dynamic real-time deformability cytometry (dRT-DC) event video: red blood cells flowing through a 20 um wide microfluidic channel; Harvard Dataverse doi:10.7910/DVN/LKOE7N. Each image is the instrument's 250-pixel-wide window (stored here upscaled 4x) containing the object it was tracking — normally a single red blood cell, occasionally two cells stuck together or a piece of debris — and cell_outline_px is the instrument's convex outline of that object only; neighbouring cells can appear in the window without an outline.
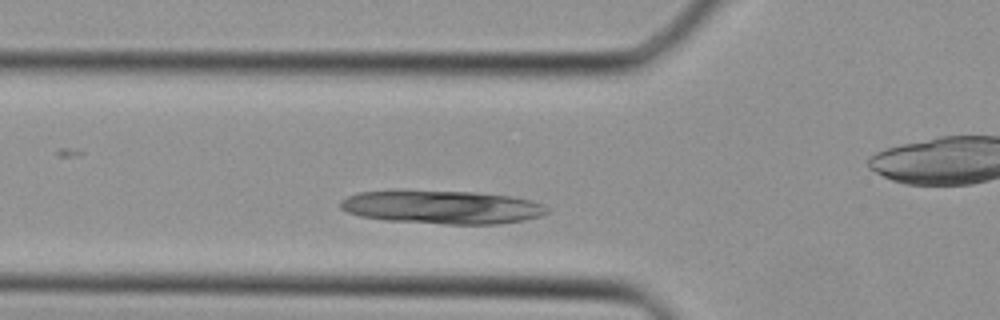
{"species": "Egyptian fruit bat (a non-hibernating species)", "species_latin": "Rousettus aegyptiacus", "temperature_condition": "cold", "stored_images_in_passage": 28, "camera_frame_rate_fps": 3000, "um_per_image_px": 0.085, "animal": {"sex": "female"}, "frame": {"image": 1, "passage_image": 2, "time_ms": 0.333, "image_size_px": [1000, 320], "cell_outline_px": [[548, 212], [540, 216], [524, 220], [500, 224], [448, 224], [384, 220], [360, 216], [348, 212], [340, 208], [340, 200], [348, 196], [360, 192], [392, 188], [400, 188], [476, 192], [508, 196], [532, 200], [544, 204], [548, 208]], "centroid_in_image_um": [37.51, 17.57], "position_along_channel_um": 88.3, "area_um2": 41.33}}
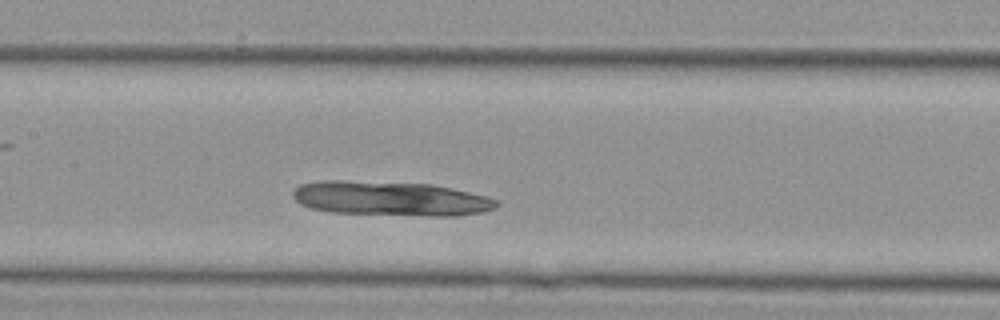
{"frame": {"image": 2, "passage_image": 7, "time_ms": 2.0, "image_size_px": [1000, 320], "cell_outline_px": [[500, 204], [496, 208], [480, 212], [460, 216], [432, 216], [332, 212], [312, 208], [300, 204], [292, 196], [292, 192], [300, 184], [320, 180], [344, 180], [432, 184], [488, 196], [496, 200]], "centroid_in_image_um": [33.21, 16.87], "position_along_channel_um": 174.2, "area_um2": 40.98}}
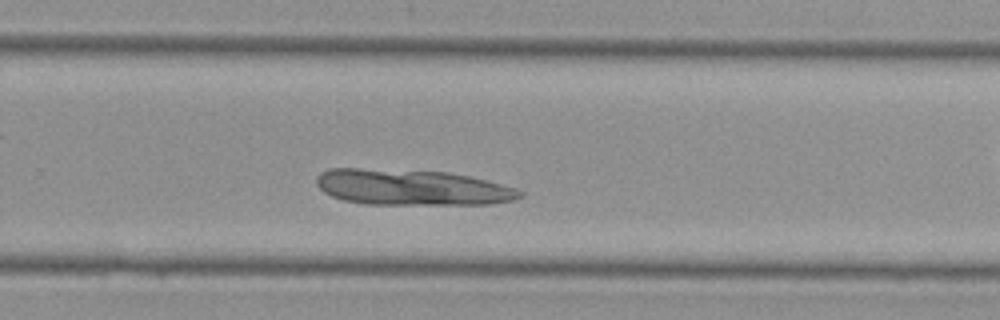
{"frame": {"image": 3, "passage_image": 14, "time_ms": 4.333, "image_size_px": [1000, 320], "cell_outline_px": [[524, 196], [512, 200], [492, 204], [364, 204], [344, 200], [332, 196], [324, 192], [316, 184], [316, 176], [320, 172], [332, 168], [360, 168], [448, 172], [468, 176], [516, 188], [524, 192]], "centroid_in_image_um": [34.98, 15.93], "position_along_channel_um": 294.8, "area_um2": 42.37}}